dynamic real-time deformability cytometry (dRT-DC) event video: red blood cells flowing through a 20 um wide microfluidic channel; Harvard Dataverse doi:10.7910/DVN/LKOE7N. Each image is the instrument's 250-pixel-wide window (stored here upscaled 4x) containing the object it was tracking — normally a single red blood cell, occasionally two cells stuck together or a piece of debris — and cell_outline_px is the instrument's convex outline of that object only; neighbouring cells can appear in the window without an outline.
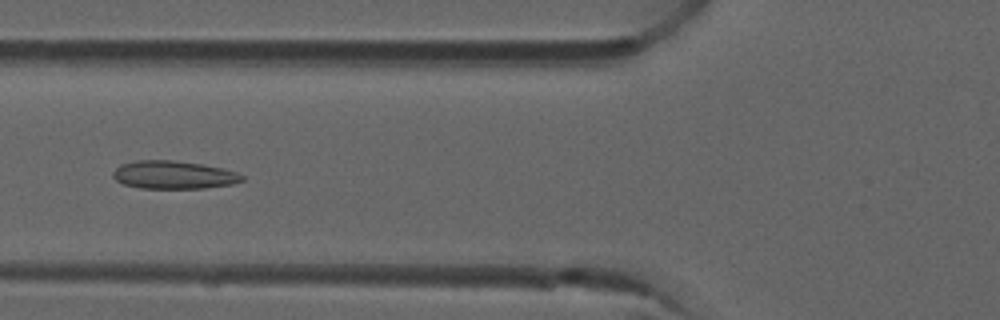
{"species": "common noctule bat (a hibernating species)", "species_latin": "Nyctalus noctula", "temperature_condition": "room temperature", "stored_images_in_passage": 5, "camera_frame_rate_fps": 3000, "um_per_image_px": 0.085, "animal": {"sex": "male", "forearm_length_mm": 52.5}, "frame": {"image": 1, "passage_image": 5, "time_ms": 1.333, "image_size_px": [1000, 320], "cell_outline_px": [[244, 180], [232, 184], [204, 188], [140, 188], [124, 184], [116, 180], [112, 176], [112, 172], [120, 164], [136, 160], [172, 160], [204, 164], [224, 168], [236, 172], [244, 176]], "centroid_in_image_um": [14.76, 14.85], "position_along_channel_um": 111.0, "area_um2": 21.21}}